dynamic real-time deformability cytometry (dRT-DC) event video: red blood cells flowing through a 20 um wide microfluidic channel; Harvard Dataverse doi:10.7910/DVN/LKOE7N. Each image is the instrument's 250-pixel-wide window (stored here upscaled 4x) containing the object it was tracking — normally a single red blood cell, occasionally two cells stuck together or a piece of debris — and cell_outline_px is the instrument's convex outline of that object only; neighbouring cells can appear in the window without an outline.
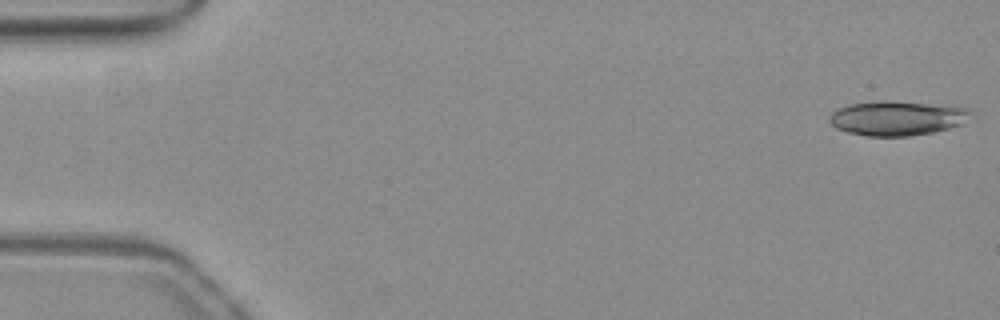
{"species": "common noctule bat (a hibernating species)", "species_latin": "Nyctalus noctula", "temperature_condition": "warm", "stored_images_in_passage": 42, "camera_frame_rate_fps": 3000, "um_per_image_px": 0.085, "animal": {"sex": "female", "body_mass_g": 19.3, "forearm_length_mm": 54.1}, "frame": {"image": 1, "passage_image": 1, "time_ms": 0.0, "image_size_px": [1000, 320], "cell_outline_px": [[976, 116], [964, 124], [932, 132], [908, 136], [868, 136], [848, 132], [836, 128], [828, 120], [832, 112], [848, 104], [876, 100], [888, 100], [952, 104], [968, 108]], "centroid_in_image_um": [76.37, 10.01], "position_along_channel_um": 8.6, "area_um2": 29.3}}
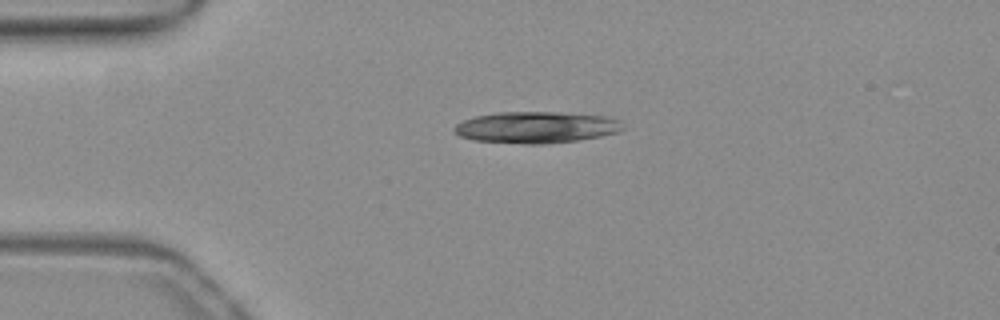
{"frame": {"image": 2, "passage_image": 12, "time_ms": 3.667, "image_size_px": [1000, 320], "cell_outline_px": [[624, 128], [616, 132], [600, 136], [576, 140], [544, 144], [524, 144], [472, 140], [460, 136], [452, 128], [456, 124], [464, 120], [476, 116], [500, 112], [556, 112], [604, 116], [620, 120]], "centroid_in_image_um": [45.55, 10.82], "position_along_channel_um": 39.4, "area_um2": 30.75}, "authors_computed_cell_mechanics": {"area_um2": 18.2937, "velocity_mm_per_s": 3.9233, "shape_relaxation_time_tau1_ms": 0.9561, "shape_relaxation_time_tau2_ms": 4.1188, "deformation_change_tau1": 0.2499, "deformation_change_tau2": 0.1409}}